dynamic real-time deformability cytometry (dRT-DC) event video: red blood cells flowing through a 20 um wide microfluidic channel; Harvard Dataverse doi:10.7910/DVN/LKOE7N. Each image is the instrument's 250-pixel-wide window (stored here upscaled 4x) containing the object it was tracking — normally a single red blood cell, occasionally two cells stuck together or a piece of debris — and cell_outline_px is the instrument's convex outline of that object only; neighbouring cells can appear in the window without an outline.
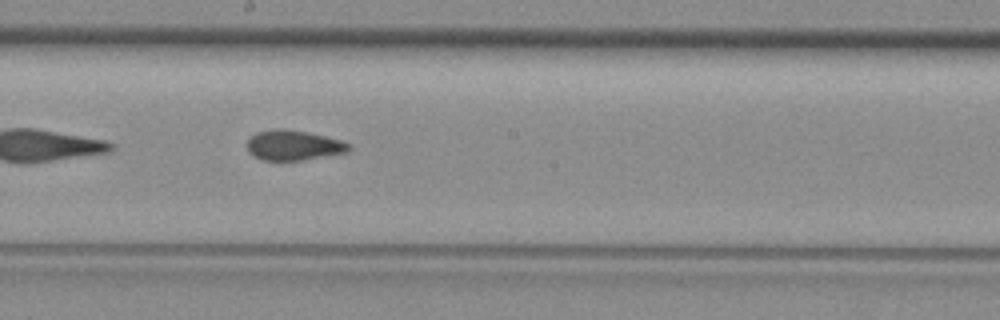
{"species": "common noctule bat (a hibernating species)", "species_latin": "Nyctalus noctula", "temperature_condition": "room temperature", "stored_images_in_passage": 23, "camera_frame_rate_fps": 3000, "um_per_image_px": 0.085, "animal": {"sex": "female", "body_mass_g": 29.2, "forearm_length_mm": 56.3}, "frame": {"image": 1, "passage_image": 14, "time_ms": 4.333, "image_size_px": [1000, 320], "cell_outline_px": [[352, 148], [348, 152], [300, 160], [260, 160], [252, 156], [248, 152], [248, 140], [256, 132], [280, 128], [308, 132], [340, 140], [352, 144]], "centroid_in_image_um": [24.95, 12.35], "position_along_channel_um": 223.2, "area_um2": 17.8}}